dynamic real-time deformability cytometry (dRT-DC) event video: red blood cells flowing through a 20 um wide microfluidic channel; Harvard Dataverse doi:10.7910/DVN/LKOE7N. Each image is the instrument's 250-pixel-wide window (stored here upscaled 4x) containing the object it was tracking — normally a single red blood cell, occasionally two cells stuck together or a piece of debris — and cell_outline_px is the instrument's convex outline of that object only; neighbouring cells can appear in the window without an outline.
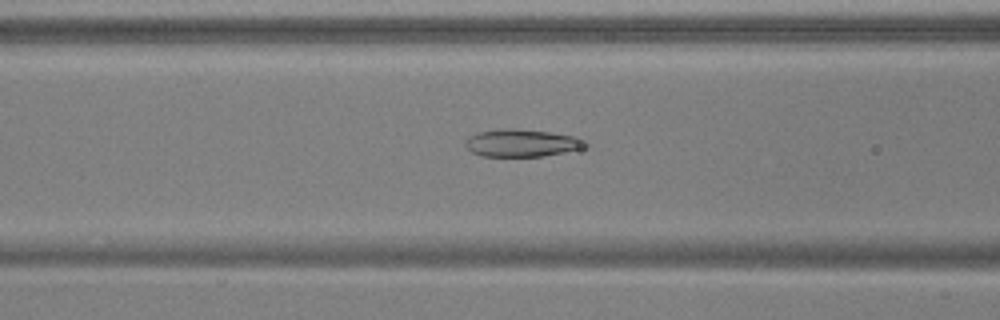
{"species": "common noctule bat (a hibernating species)", "species_latin": "Nyctalus noctula", "temperature_condition": "warm", "stored_images_in_passage": 53, "camera_frame_rate_fps": 3000, "um_per_image_px": 0.085, "animal": {"sex": "male", "body_mass_g": 17.9, "forearm_length_mm": 54.2}, "frame": {"image": 1, "passage_image": 22, "time_ms": 7.0, "image_size_px": [1000, 320], "cell_outline_px": [[588, 148], [544, 156], [480, 156], [472, 152], [464, 144], [468, 136], [480, 132], [504, 128], [516, 128], [548, 132], [576, 136], [588, 144]], "centroid_in_image_um": [44.38, 12.16], "position_along_channel_um": 122.2, "area_um2": 19.31}}
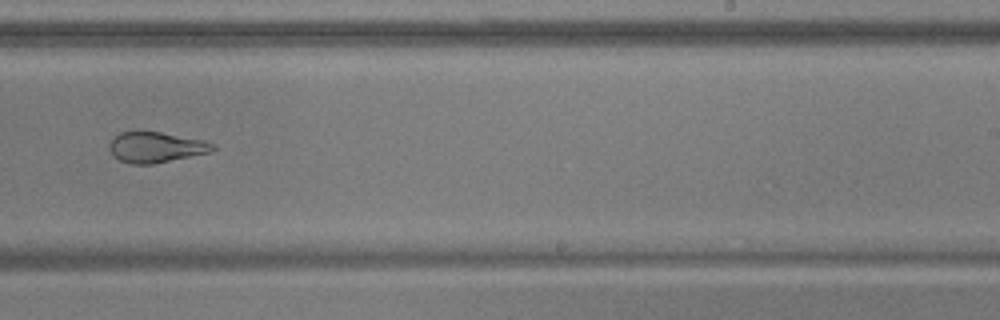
{"frame": {"image": 2, "passage_image": 34, "time_ms": 11.0, "image_size_px": [1000, 320], "cell_outline_px": [[216, 148], [212, 152], [152, 164], [132, 164], [120, 160], [112, 156], [108, 144], [120, 132], [136, 128], [160, 132], [204, 140], [216, 144]], "centroid_in_image_um": [13.23, 12.48], "position_along_channel_um": 275.8, "area_um2": 18.96}}
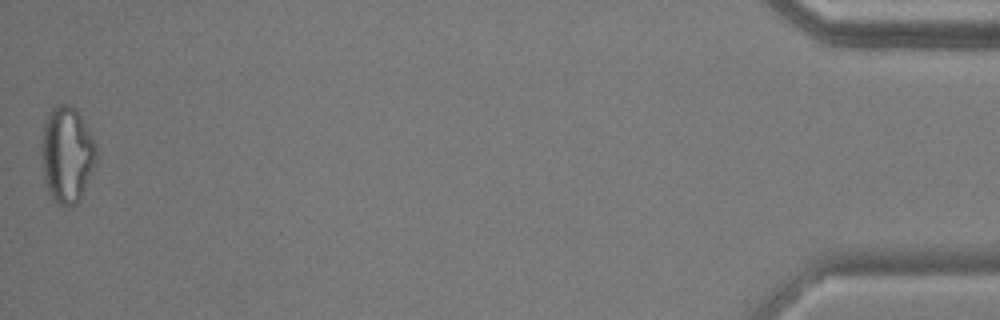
{"frame": {"image": 3, "passage_image": 53, "time_ms": 17.333, "image_size_px": [1000, 320], "cell_outline_px": [[96, 164], [80, 200], [76, 204], [60, 204], [52, 200], [48, 192], [44, 180], [40, 160], [40, 140], [44, 124], [48, 112], [56, 104], [68, 104], [76, 108], [92, 136], [96, 144]], "centroid_in_image_um": [5.66, 13.12], "position_along_channel_um": 429.5, "area_um2": 31.33}, "authors_computed_cell_mechanics": {"area_um2": 23.5246, "velocity_mm_per_s": 3.8437, "shape_relaxation_time_tau1_ms": null, "shape_relaxation_time_tau2_ms": 1.4813, "deformation_change_tau1": null, "deformation_change_tau2": 0.0731}}